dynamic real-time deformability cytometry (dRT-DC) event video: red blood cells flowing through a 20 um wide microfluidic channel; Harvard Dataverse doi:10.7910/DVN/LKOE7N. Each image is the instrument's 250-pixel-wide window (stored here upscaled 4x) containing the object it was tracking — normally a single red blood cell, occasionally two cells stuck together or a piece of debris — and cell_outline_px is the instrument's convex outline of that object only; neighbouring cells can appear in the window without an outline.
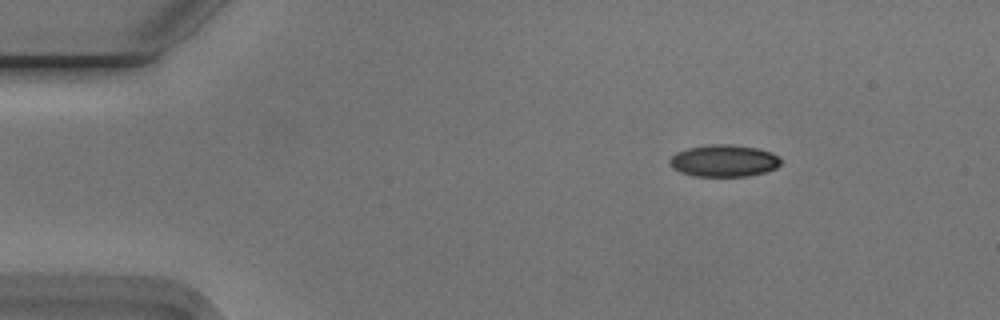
{"species": "Egyptian fruit bat (a non-hibernating species)", "species_latin": "Rousettus aegyptiacus", "temperature_condition": "cold", "stored_images_in_passage": 47, "camera_frame_rate_fps": 3000, "um_per_image_px": 0.085, "animal": {"sex": "male"}, "frame": {"image": 1, "passage_image": 1, "time_ms": 0.0, "image_size_px": [1000, 320], "cell_outline_px": [[780, 164], [776, 168], [764, 172], [748, 176], [692, 176], [680, 172], [672, 168], [668, 164], [668, 160], [676, 152], [688, 148], [708, 144], [732, 144], [756, 148], [772, 152], [780, 160]], "centroid_in_image_um": [61.48, 13.66], "position_along_channel_um": 23.5, "area_um2": 20.81}}
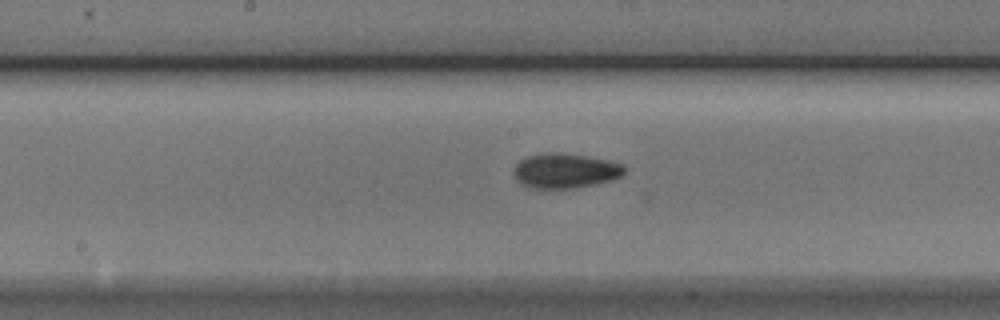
{"frame": {"image": 2, "passage_image": 21, "time_ms": 6.667, "image_size_px": [1000, 320], "cell_outline_px": [[628, 172], [612, 180], [596, 184], [576, 188], [532, 188], [520, 184], [516, 180], [512, 172], [516, 164], [520, 160], [528, 156], [544, 152], [556, 152], [584, 156], [608, 160], [624, 164]], "centroid_in_image_um": [48.04, 14.52], "position_along_channel_um": 200.2, "area_um2": 22.72}}
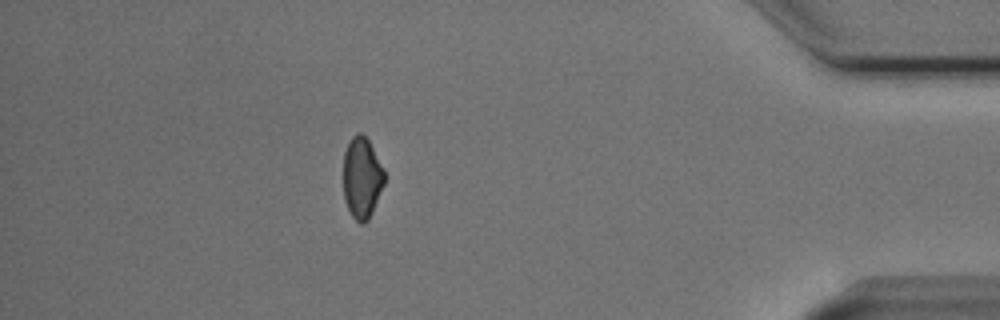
{"frame": {"image": 3, "passage_image": 41, "time_ms": 13.333, "image_size_px": [1000, 320], "cell_outline_px": [[384, 184], [372, 212], [368, 220], [364, 224], [360, 224], [352, 216], [344, 200], [344, 152], [352, 136], [356, 132], [360, 132], [368, 140], [384, 168]], "centroid_in_image_um": [30.76, 15.12], "position_along_channel_um": 404.4, "area_um2": 19.36}, "authors_computed_cell_mechanics": {"area_um2": 20.808, "velocity_mm_per_s": 3.7758, "shape_relaxation_time_tau1_ms": 5.0191, "shape_relaxation_time_tau2_ms": 7.0315, "deformation_change_tau1": 0.1004, "deformation_change_tau2": 0.1088}}